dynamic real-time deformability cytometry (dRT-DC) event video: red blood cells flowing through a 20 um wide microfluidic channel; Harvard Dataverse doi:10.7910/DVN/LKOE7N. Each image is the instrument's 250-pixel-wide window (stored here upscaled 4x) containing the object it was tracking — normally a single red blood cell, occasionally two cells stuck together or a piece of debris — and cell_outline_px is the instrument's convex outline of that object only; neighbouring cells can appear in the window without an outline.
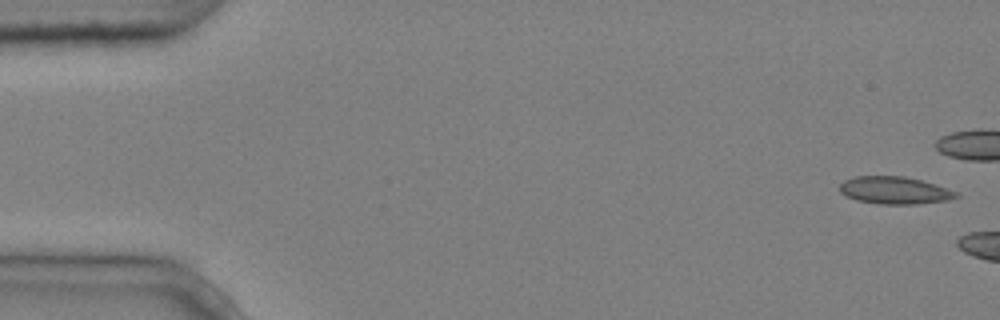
{"species": "common noctule bat (a hibernating species)", "species_latin": "Nyctalus noctula", "temperature_condition": "cold", "stored_images_in_passage": 3, "camera_frame_rate_fps": 3000, "um_per_image_px": 0.085, "animal": {"sex": "male", "body_mass_g": 20.4}, "frame": {"image": 1, "passage_image": 1, "time_ms": 0.0, "image_size_px": [1000, 320], "cell_outline_px": [[960, 196], [948, 200], [916, 204], [880, 204], [856, 200], [844, 196], [840, 192], [840, 184], [844, 180], [856, 176], [904, 176], [920, 180], [956, 192]], "centroid_in_image_um": [75.98, 16.18], "position_along_channel_um": 9.0, "area_um2": 18.44}}